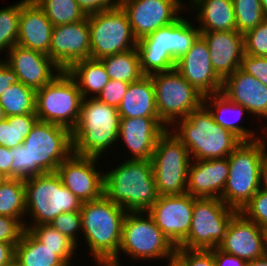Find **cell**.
I'll return each mask as SVG.
<instances>
[{
  "label": "cell",
  "instance_id": "10",
  "mask_svg": "<svg viewBox=\"0 0 267 266\" xmlns=\"http://www.w3.org/2000/svg\"><path fill=\"white\" fill-rule=\"evenodd\" d=\"M82 95L75 80L62 71L51 82L36 91L35 114L39 121L69 129L76 126Z\"/></svg>",
  "mask_w": 267,
  "mask_h": 266
},
{
  "label": "cell",
  "instance_id": "22",
  "mask_svg": "<svg viewBox=\"0 0 267 266\" xmlns=\"http://www.w3.org/2000/svg\"><path fill=\"white\" fill-rule=\"evenodd\" d=\"M206 41L211 63L216 74L224 80L241 66L244 53V36L237 30L201 31Z\"/></svg>",
  "mask_w": 267,
  "mask_h": 266
},
{
  "label": "cell",
  "instance_id": "49",
  "mask_svg": "<svg viewBox=\"0 0 267 266\" xmlns=\"http://www.w3.org/2000/svg\"><path fill=\"white\" fill-rule=\"evenodd\" d=\"M213 256L216 266H248L249 264L246 260L225 253L218 247L213 249Z\"/></svg>",
  "mask_w": 267,
  "mask_h": 266
},
{
  "label": "cell",
  "instance_id": "11",
  "mask_svg": "<svg viewBox=\"0 0 267 266\" xmlns=\"http://www.w3.org/2000/svg\"><path fill=\"white\" fill-rule=\"evenodd\" d=\"M151 162L159 196L187 192L191 157L187 147L170 129L158 138Z\"/></svg>",
  "mask_w": 267,
  "mask_h": 266
},
{
  "label": "cell",
  "instance_id": "26",
  "mask_svg": "<svg viewBox=\"0 0 267 266\" xmlns=\"http://www.w3.org/2000/svg\"><path fill=\"white\" fill-rule=\"evenodd\" d=\"M53 27L35 0H21L16 44L48 55Z\"/></svg>",
  "mask_w": 267,
  "mask_h": 266
},
{
  "label": "cell",
  "instance_id": "45",
  "mask_svg": "<svg viewBox=\"0 0 267 266\" xmlns=\"http://www.w3.org/2000/svg\"><path fill=\"white\" fill-rule=\"evenodd\" d=\"M130 83L110 79L104 86L97 99L110 106L118 108L126 94Z\"/></svg>",
  "mask_w": 267,
  "mask_h": 266
},
{
  "label": "cell",
  "instance_id": "35",
  "mask_svg": "<svg viewBox=\"0 0 267 266\" xmlns=\"http://www.w3.org/2000/svg\"><path fill=\"white\" fill-rule=\"evenodd\" d=\"M38 121L36 114L12 115L0 122V146L14 148L23 144Z\"/></svg>",
  "mask_w": 267,
  "mask_h": 266
},
{
  "label": "cell",
  "instance_id": "32",
  "mask_svg": "<svg viewBox=\"0 0 267 266\" xmlns=\"http://www.w3.org/2000/svg\"><path fill=\"white\" fill-rule=\"evenodd\" d=\"M100 61L105 66L110 79L132 83L144 76L137 48L103 57Z\"/></svg>",
  "mask_w": 267,
  "mask_h": 266
},
{
  "label": "cell",
  "instance_id": "34",
  "mask_svg": "<svg viewBox=\"0 0 267 266\" xmlns=\"http://www.w3.org/2000/svg\"><path fill=\"white\" fill-rule=\"evenodd\" d=\"M36 91L21 82L12 84L0 96L6 117L12 115L35 114Z\"/></svg>",
  "mask_w": 267,
  "mask_h": 266
},
{
  "label": "cell",
  "instance_id": "9",
  "mask_svg": "<svg viewBox=\"0 0 267 266\" xmlns=\"http://www.w3.org/2000/svg\"><path fill=\"white\" fill-rule=\"evenodd\" d=\"M24 183L26 216L32 217V223L25 225L50 224L60 213L81 210L82 202L62 184L56 172L30 177Z\"/></svg>",
  "mask_w": 267,
  "mask_h": 266
},
{
  "label": "cell",
  "instance_id": "21",
  "mask_svg": "<svg viewBox=\"0 0 267 266\" xmlns=\"http://www.w3.org/2000/svg\"><path fill=\"white\" fill-rule=\"evenodd\" d=\"M167 129L159 117L121 118L118 140L129 150L130 160L151 161L157 140Z\"/></svg>",
  "mask_w": 267,
  "mask_h": 266
},
{
  "label": "cell",
  "instance_id": "16",
  "mask_svg": "<svg viewBox=\"0 0 267 266\" xmlns=\"http://www.w3.org/2000/svg\"><path fill=\"white\" fill-rule=\"evenodd\" d=\"M194 201L195 198L187 192L180 195L159 196L147 211L176 248L184 242L190 231Z\"/></svg>",
  "mask_w": 267,
  "mask_h": 266
},
{
  "label": "cell",
  "instance_id": "42",
  "mask_svg": "<svg viewBox=\"0 0 267 266\" xmlns=\"http://www.w3.org/2000/svg\"><path fill=\"white\" fill-rule=\"evenodd\" d=\"M240 212L259 227L267 226V191L260 188Z\"/></svg>",
  "mask_w": 267,
  "mask_h": 266
},
{
  "label": "cell",
  "instance_id": "37",
  "mask_svg": "<svg viewBox=\"0 0 267 266\" xmlns=\"http://www.w3.org/2000/svg\"><path fill=\"white\" fill-rule=\"evenodd\" d=\"M236 30L245 34L262 23L267 17L263 13L260 0H232Z\"/></svg>",
  "mask_w": 267,
  "mask_h": 266
},
{
  "label": "cell",
  "instance_id": "46",
  "mask_svg": "<svg viewBox=\"0 0 267 266\" xmlns=\"http://www.w3.org/2000/svg\"><path fill=\"white\" fill-rule=\"evenodd\" d=\"M240 69L252 75L267 87V57L244 54Z\"/></svg>",
  "mask_w": 267,
  "mask_h": 266
},
{
  "label": "cell",
  "instance_id": "30",
  "mask_svg": "<svg viewBox=\"0 0 267 266\" xmlns=\"http://www.w3.org/2000/svg\"><path fill=\"white\" fill-rule=\"evenodd\" d=\"M118 113L121 118L159 117L150 75H144L130 83L118 107Z\"/></svg>",
  "mask_w": 267,
  "mask_h": 266
},
{
  "label": "cell",
  "instance_id": "44",
  "mask_svg": "<svg viewBox=\"0 0 267 266\" xmlns=\"http://www.w3.org/2000/svg\"><path fill=\"white\" fill-rule=\"evenodd\" d=\"M25 224L9 216L0 215V241L8 242L16 246L25 232Z\"/></svg>",
  "mask_w": 267,
  "mask_h": 266
},
{
  "label": "cell",
  "instance_id": "40",
  "mask_svg": "<svg viewBox=\"0 0 267 266\" xmlns=\"http://www.w3.org/2000/svg\"><path fill=\"white\" fill-rule=\"evenodd\" d=\"M243 36L246 55L267 57V18Z\"/></svg>",
  "mask_w": 267,
  "mask_h": 266
},
{
  "label": "cell",
  "instance_id": "56",
  "mask_svg": "<svg viewBox=\"0 0 267 266\" xmlns=\"http://www.w3.org/2000/svg\"><path fill=\"white\" fill-rule=\"evenodd\" d=\"M166 266H181L175 259H172L169 261H167V265Z\"/></svg>",
  "mask_w": 267,
  "mask_h": 266
},
{
  "label": "cell",
  "instance_id": "18",
  "mask_svg": "<svg viewBox=\"0 0 267 266\" xmlns=\"http://www.w3.org/2000/svg\"><path fill=\"white\" fill-rule=\"evenodd\" d=\"M48 56L62 71L73 63L91 58L88 18L53 27Z\"/></svg>",
  "mask_w": 267,
  "mask_h": 266
},
{
  "label": "cell",
  "instance_id": "39",
  "mask_svg": "<svg viewBox=\"0 0 267 266\" xmlns=\"http://www.w3.org/2000/svg\"><path fill=\"white\" fill-rule=\"evenodd\" d=\"M26 229L44 246L53 250H76L77 246L49 224L25 225Z\"/></svg>",
  "mask_w": 267,
  "mask_h": 266
},
{
  "label": "cell",
  "instance_id": "54",
  "mask_svg": "<svg viewBox=\"0 0 267 266\" xmlns=\"http://www.w3.org/2000/svg\"><path fill=\"white\" fill-rule=\"evenodd\" d=\"M263 235V251L264 255L267 256V226L262 228Z\"/></svg>",
  "mask_w": 267,
  "mask_h": 266
},
{
  "label": "cell",
  "instance_id": "25",
  "mask_svg": "<svg viewBox=\"0 0 267 266\" xmlns=\"http://www.w3.org/2000/svg\"><path fill=\"white\" fill-rule=\"evenodd\" d=\"M221 93L245 107L249 115L267 120V87L240 68L222 82Z\"/></svg>",
  "mask_w": 267,
  "mask_h": 266
},
{
  "label": "cell",
  "instance_id": "7",
  "mask_svg": "<svg viewBox=\"0 0 267 266\" xmlns=\"http://www.w3.org/2000/svg\"><path fill=\"white\" fill-rule=\"evenodd\" d=\"M260 128L264 131L262 138L243 141L228 156L229 174L220 199L238 212L260 189L261 165L267 152V129Z\"/></svg>",
  "mask_w": 267,
  "mask_h": 266
},
{
  "label": "cell",
  "instance_id": "55",
  "mask_svg": "<svg viewBox=\"0 0 267 266\" xmlns=\"http://www.w3.org/2000/svg\"><path fill=\"white\" fill-rule=\"evenodd\" d=\"M260 1H261V6H262L263 13L267 17V0H260Z\"/></svg>",
  "mask_w": 267,
  "mask_h": 266
},
{
  "label": "cell",
  "instance_id": "58",
  "mask_svg": "<svg viewBox=\"0 0 267 266\" xmlns=\"http://www.w3.org/2000/svg\"><path fill=\"white\" fill-rule=\"evenodd\" d=\"M10 266H19V265L13 262Z\"/></svg>",
  "mask_w": 267,
  "mask_h": 266
},
{
  "label": "cell",
  "instance_id": "52",
  "mask_svg": "<svg viewBox=\"0 0 267 266\" xmlns=\"http://www.w3.org/2000/svg\"><path fill=\"white\" fill-rule=\"evenodd\" d=\"M260 188L267 191V155L261 165Z\"/></svg>",
  "mask_w": 267,
  "mask_h": 266
},
{
  "label": "cell",
  "instance_id": "3",
  "mask_svg": "<svg viewBox=\"0 0 267 266\" xmlns=\"http://www.w3.org/2000/svg\"><path fill=\"white\" fill-rule=\"evenodd\" d=\"M169 129L187 147L191 160L226 158L243 142L217 124L204 104Z\"/></svg>",
  "mask_w": 267,
  "mask_h": 266
},
{
  "label": "cell",
  "instance_id": "15",
  "mask_svg": "<svg viewBox=\"0 0 267 266\" xmlns=\"http://www.w3.org/2000/svg\"><path fill=\"white\" fill-rule=\"evenodd\" d=\"M183 0H121L134 37L139 41L175 22L185 6ZM182 9V10H181Z\"/></svg>",
  "mask_w": 267,
  "mask_h": 266
},
{
  "label": "cell",
  "instance_id": "36",
  "mask_svg": "<svg viewBox=\"0 0 267 266\" xmlns=\"http://www.w3.org/2000/svg\"><path fill=\"white\" fill-rule=\"evenodd\" d=\"M53 26L83 20V13L76 0H35Z\"/></svg>",
  "mask_w": 267,
  "mask_h": 266
},
{
  "label": "cell",
  "instance_id": "48",
  "mask_svg": "<svg viewBox=\"0 0 267 266\" xmlns=\"http://www.w3.org/2000/svg\"><path fill=\"white\" fill-rule=\"evenodd\" d=\"M19 82L15 71L2 59L0 60V96L12 85Z\"/></svg>",
  "mask_w": 267,
  "mask_h": 266
},
{
  "label": "cell",
  "instance_id": "19",
  "mask_svg": "<svg viewBox=\"0 0 267 266\" xmlns=\"http://www.w3.org/2000/svg\"><path fill=\"white\" fill-rule=\"evenodd\" d=\"M175 69L203 97L221 92L223 80L213 69L208 45L201 35L176 61Z\"/></svg>",
  "mask_w": 267,
  "mask_h": 266
},
{
  "label": "cell",
  "instance_id": "6",
  "mask_svg": "<svg viewBox=\"0 0 267 266\" xmlns=\"http://www.w3.org/2000/svg\"><path fill=\"white\" fill-rule=\"evenodd\" d=\"M120 120L118 108L97 98H84L78 122L72 130L73 153L100 158L119 141Z\"/></svg>",
  "mask_w": 267,
  "mask_h": 266
},
{
  "label": "cell",
  "instance_id": "47",
  "mask_svg": "<svg viewBox=\"0 0 267 266\" xmlns=\"http://www.w3.org/2000/svg\"><path fill=\"white\" fill-rule=\"evenodd\" d=\"M86 16L120 6L121 0H76Z\"/></svg>",
  "mask_w": 267,
  "mask_h": 266
},
{
  "label": "cell",
  "instance_id": "5",
  "mask_svg": "<svg viewBox=\"0 0 267 266\" xmlns=\"http://www.w3.org/2000/svg\"><path fill=\"white\" fill-rule=\"evenodd\" d=\"M201 35L199 27L180 16L175 22L161 27L137 43L140 67L144 75L170 71Z\"/></svg>",
  "mask_w": 267,
  "mask_h": 266
},
{
  "label": "cell",
  "instance_id": "17",
  "mask_svg": "<svg viewBox=\"0 0 267 266\" xmlns=\"http://www.w3.org/2000/svg\"><path fill=\"white\" fill-rule=\"evenodd\" d=\"M98 159L72 153L56 170L62 184L82 203L104 195V173L96 168Z\"/></svg>",
  "mask_w": 267,
  "mask_h": 266
},
{
  "label": "cell",
  "instance_id": "8",
  "mask_svg": "<svg viewBox=\"0 0 267 266\" xmlns=\"http://www.w3.org/2000/svg\"><path fill=\"white\" fill-rule=\"evenodd\" d=\"M144 215H146L144 217ZM121 251V252H120ZM176 247L155 224L148 212H127L122 225L118 255L107 266H121L120 254L133 260L174 259Z\"/></svg>",
  "mask_w": 267,
  "mask_h": 266
},
{
  "label": "cell",
  "instance_id": "33",
  "mask_svg": "<svg viewBox=\"0 0 267 266\" xmlns=\"http://www.w3.org/2000/svg\"><path fill=\"white\" fill-rule=\"evenodd\" d=\"M0 215L17 218L25 224L26 198L23 179L3 178L0 182Z\"/></svg>",
  "mask_w": 267,
  "mask_h": 266
},
{
  "label": "cell",
  "instance_id": "31",
  "mask_svg": "<svg viewBox=\"0 0 267 266\" xmlns=\"http://www.w3.org/2000/svg\"><path fill=\"white\" fill-rule=\"evenodd\" d=\"M66 71L77 83L83 99L97 98L110 80L103 63L91 58L73 63Z\"/></svg>",
  "mask_w": 267,
  "mask_h": 266
},
{
  "label": "cell",
  "instance_id": "1",
  "mask_svg": "<svg viewBox=\"0 0 267 266\" xmlns=\"http://www.w3.org/2000/svg\"><path fill=\"white\" fill-rule=\"evenodd\" d=\"M11 178L28 179L54 173L73 153L72 132L62 126L37 121L23 144L11 148Z\"/></svg>",
  "mask_w": 267,
  "mask_h": 266
},
{
  "label": "cell",
  "instance_id": "14",
  "mask_svg": "<svg viewBox=\"0 0 267 266\" xmlns=\"http://www.w3.org/2000/svg\"><path fill=\"white\" fill-rule=\"evenodd\" d=\"M91 59L123 53L137 47L138 40L121 6L87 16Z\"/></svg>",
  "mask_w": 267,
  "mask_h": 266
},
{
  "label": "cell",
  "instance_id": "57",
  "mask_svg": "<svg viewBox=\"0 0 267 266\" xmlns=\"http://www.w3.org/2000/svg\"><path fill=\"white\" fill-rule=\"evenodd\" d=\"M6 119V115L4 113V110L2 106L0 105V122Z\"/></svg>",
  "mask_w": 267,
  "mask_h": 266
},
{
  "label": "cell",
  "instance_id": "38",
  "mask_svg": "<svg viewBox=\"0 0 267 266\" xmlns=\"http://www.w3.org/2000/svg\"><path fill=\"white\" fill-rule=\"evenodd\" d=\"M20 10L21 1L0 9V53H7L17 43Z\"/></svg>",
  "mask_w": 267,
  "mask_h": 266
},
{
  "label": "cell",
  "instance_id": "51",
  "mask_svg": "<svg viewBox=\"0 0 267 266\" xmlns=\"http://www.w3.org/2000/svg\"><path fill=\"white\" fill-rule=\"evenodd\" d=\"M15 246L0 241V266H10L14 262Z\"/></svg>",
  "mask_w": 267,
  "mask_h": 266
},
{
  "label": "cell",
  "instance_id": "23",
  "mask_svg": "<svg viewBox=\"0 0 267 266\" xmlns=\"http://www.w3.org/2000/svg\"><path fill=\"white\" fill-rule=\"evenodd\" d=\"M218 248L247 262L264 256L262 228L237 212Z\"/></svg>",
  "mask_w": 267,
  "mask_h": 266
},
{
  "label": "cell",
  "instance_id": "4",
  "mask_svg": "<svg viewBox=\"0 0 267 266\" xmlns=\"http://www.w3.org/2000/svg\"><path fill=\"white\" fill-rule=\"evenodd\" d=\"M120 164L104 171V196L127 212L148 211L159 197L152 162L125 158Z\"/></svg>",
  "mask_w": 267,
  "mask_h": 266
},
{
  "label": "cell",
  "instance_id": "28",
  "mask_svg": "<svg viewBox=\"0 0 267 266\" xmlns=\"http://www.w3.org/2000/svg\"><path fill=\"white\" fill-rule=\"evenodd\" d=\"M203 104L212 113L217 124L224 129L230 130L242 141H254L262 138L257 130L252 131V129L249 130V128L247 129V127L240 125L242 124L240 123L241 118L245 116L244 114H249L248 110L242 105L232 102L221 92L205 96Z\"/></svg>",
  "mask_w": 267,
  "mask_h": 266
},
{
  "label": "cell",
  "instance_id": "41",
  "mask_svg": "<svg viewBox=\"0 0 267 266\" xmlns=\"http://www.w3.org/2000/svg\"><path fill=\"white\" fill-rule=\"evenodd\" d=\"M49 225L65 235L78 248L77 234L82 231L81 211L60 213Z\"/></svg>",
  "mask_w": 267,
  "mask_h": 266
},
{
  "label": "cell",
  "instance_id": "53",
  "mask_svg": "<svg viewBox=\"0 0 267 266\" xmlns=\"http://www.w3.org/2000/svg\"><path fill=\"white\" fill-rule=\"evenodd\" d=\"M248 266H267V256H262L254 261L249 262Z\"/></svg>",
  "mask_w": 267,
  "mask_h": 266
},
{
  "label": "cell",
  "instance_id": "13",
  "mask_svg": "<svg viewBox=\"0 0 267 266\" xmlns=\"http://www.w3.org/2000/svg\"><path fill=\"white\" fill-rule=\"evenodd\" d=\"M150 76L159 118L168 128L203 104L204 97L175 68Z\"/></svg>",
  "mask_w": 267,
  "mask_h": 266
},
{
  "label": "cell",
  "instance_id": "43",
  "mask_svg": "<svg viewBox=\"0 0 267 266\" xmlns=\"http://www.w3.org/2000/svg\"><path fill=\"white\" fill-rule=\"evenodd\" d=\"M174 259L181 266H216L213 249L190 250L185 248H176Z\"/></svg>",
  "mask_w": 267,
  "mask_h": 266
},
{
  "label": "cell",
  "instance_id": "2",
  "mask_svg": "<svg viewBox=\"0 0 267 266\" xmlns=\"http://www.w3.org/2000/svg\"><path fill=\"white\" fill-rule=\"evenodd\" d=\"M80 211L84 243H87L94 262L98 266H107L119 253L127 211L104 195L83 202Z\"/></svg>",
  "mask_w": 267,
  "mask_h": 266
},
{
  "label": "cell",
  "instance_id": "29",
  "mask_svg": "<svg viewBox=\"0 0 267 266\" xmlns=\"http://www.w3.org/2000/svg\"><path fill=\"white\" fill-rule=\"evenodd\" d=\"M189 3L190 5L185 7L196 11L195 21L200 24V31L236 30L232 0H190Z\"/></svg>",
  "mask_w": 267,
  "mask_h": 266
},
{
  "label": "cell",
  "instance_id": "12",
  "mask_svg": "<svg viewBox=\"0 0 267 266\" xmlns=\"http://www.w3.org/2000/svg\"><path fill=\"white\" fill-rule=\"evenodd\" d=\"M237 212L220 198H195L190 231L177 248L211 250L218 247Z\"/></svg>",
  "mask_w": 267,
  "mask_h": 266
},
{
  "label": "cell",
  "instance_id": "20",
  "mask_svg": "<svg viewBox=\"0 0 267 266\" xmlns=\"http://www.w3.org/2000/svg\"><path fill=\"white\" fill-rule=\"evenodd\" d=\"M3 61L10 66L19 82L35 91L51 82L62 70L47 55L15 44L9 49Z\"/></svg>",
  "mask_w": 267,
  "mask_h": 266
},
{
  "label": "cell",
  "instance_id": "50",
  "mask_svg": "<svg viewBox=\"0 0 267 266\" xmlns=\"http://www.w3.org/2000/svg\"><path fill=\"white\" fill-rule=\"evenodd\" d=\"M13 156L11 149L0 146V176L3 178H11V165Z\"/></svg>",
  "mask_w": 267,
  "mask_h": 266
},
{
  "label": "cell",
  "instance_id": "27",
  "mask_svg": "<svg viewBox=\"0 0 267 266\" xmlns=\"http://www.w3.org/2000/svg\"><path fill=\"white\" fill-rule=\"evenodd\" d=\"M76 250H53L39 242L27 229L15 246L14 262L19 266H74Z\"/></svg>",
  "mask_w": 267,
  "mask_h": 266
},
{
  "label": "cell",
  "instance_id": "24",
  "mask_svg": "<svg viewBox=\"0 0 267 266\" xmlns=\"http://www.w3.org/2000/svg\"><path fill=\"white\" fill-rule=\"evenodd\" d=\"M229 174L228 157L191 160L187 193L194 198H221Z\"/></svg>",
  "mask_w": 267,
  "mask_h": 266
}]
</instances>
